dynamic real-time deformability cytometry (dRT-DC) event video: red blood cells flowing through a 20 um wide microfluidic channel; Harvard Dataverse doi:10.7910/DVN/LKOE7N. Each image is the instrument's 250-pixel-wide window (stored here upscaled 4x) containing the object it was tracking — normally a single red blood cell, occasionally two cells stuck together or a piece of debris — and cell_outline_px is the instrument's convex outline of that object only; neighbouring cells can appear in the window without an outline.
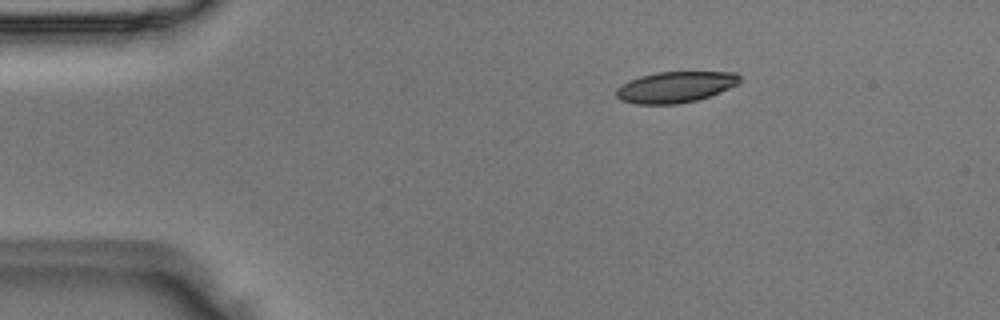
{"species": "Egyptian fruit bat (a non-hibernating species)", "species_latin": "Rousettus aegyptiacus", "temperature_condition": "room temperature", "stored_images_in_passage": 44, "camera_frame_rate_fps": 3000, "um_per_image_px": 0.085, "animal": {"sex": "male"}, "frame": {"image": 1, "passage_image": 2, "time_ms": 0.333, "image_size_px": [1000, 320], "cell_outline_px": [[740, 80], [736, 84], [720, 92], [696, 100], [676, 104], [636, 104], [620, 100], [616, 96], [616, 88], [620, 84], [628, 80], [640, 76], [656, 72], [736, 72], [740, 76]], "centroid_in_image_um": [57.35, 7.39], "position_along_channel_um": 27.7, "area_um2": 22.31}}
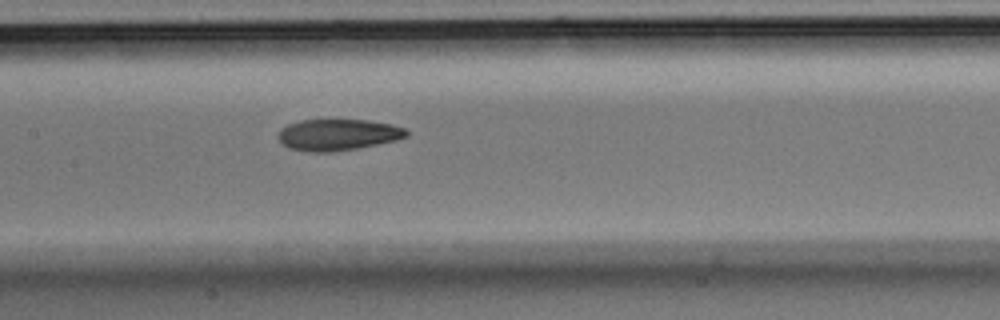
{"frame": {"image": 2, "passage_image": 18, "time_ms": 5.667, "image_size_px": [1000, 320], "cell_outline_px": [[408, 136], [396, 140], [356, 148], [332, 152], [308, 152], [288, 148], [276, 136], [280, 128], [288, 124], [300, 120], [368, 120], [392, 124], [404, 128], [408, 132]], "centroid_in_image_um": [28.69, 11.45], "position_along_channel_um": 178.7, "area_um2": 23.47}}
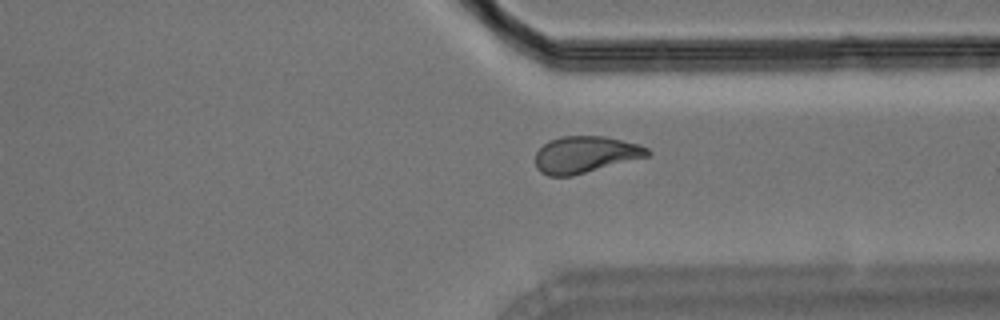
{"frame": {"image": 3, "passage_image": 32, "time_ms": 10.333, "image_size_px": [1000, 320], "cell_outline_px": [[652, 152], [648, 156], [572, 176], [548, 176], [540, 172], [536, 168], [536, 152], [548, 140], [560, 136], [604, 136], [640, 144], [648, 148]], "centroid_in_image_um": [49.74, 13.13], "position_along_channel_um": 361.7, "area_um2": 24.04}}